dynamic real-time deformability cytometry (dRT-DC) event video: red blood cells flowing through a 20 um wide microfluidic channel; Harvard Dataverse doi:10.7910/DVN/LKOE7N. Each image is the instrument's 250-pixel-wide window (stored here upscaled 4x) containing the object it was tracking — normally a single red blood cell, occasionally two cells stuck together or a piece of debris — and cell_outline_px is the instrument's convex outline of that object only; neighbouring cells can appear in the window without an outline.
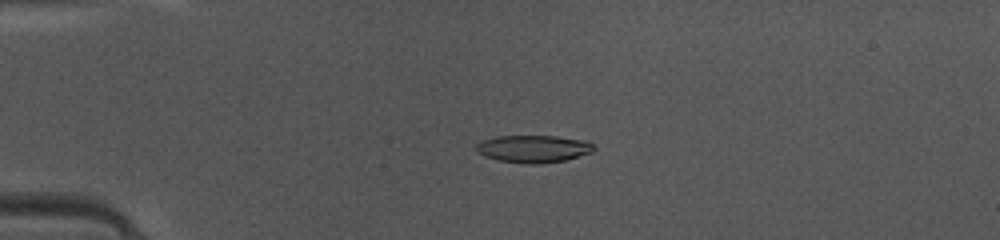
{"species": "common noctule bat (a hibernating species)", "species_latin": "Nyctalus noctula", "temperature_condition": "warm", "stored_images_in_passage": 48, "camera_frame_rate_fps": 3000, "um_per_image_px": 0.085, "animal": {"sex": "female", "body_mass_g": 10.0, "forearm_length_mm": 53.1}, "frame": {"image": 1, "passage_image": 12, "time_ms": 3.667, "image_size_px": [1000, 240], "cell_outline_px": [[596, 148], [592, 152], [564, 160], [540, 164], [528, 164], [496, 160], [484, 156], [476, 152], [476, 144], [484, 140], [496, 136], [556, 136], [588, 140]], "centroid_in_image_um": [45.34, 12.65], "position_along_channel_um": 39.7, "area_um2": 18.9}}
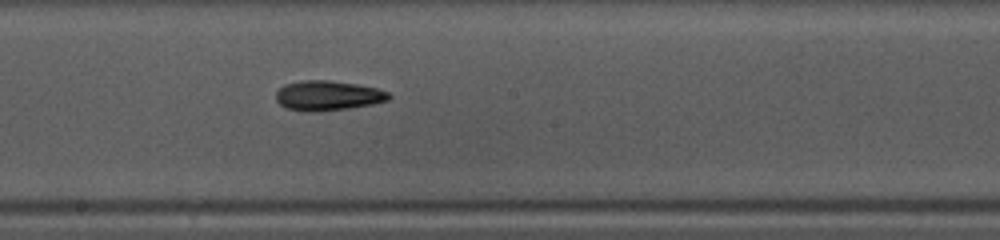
{"frame": {"image": 2, "passage_image": 27, "time_ms": 8.667, "image_size_px": [1000, 240], "cell_outline_px": [[392, 96], [388, 100], [372, 104], [348, 108], [288, 108], [280, 104], [276, 100], [276, 92], [284, 84], [300, 80], [328, 80], [356, 84], [376, 88], [388, 92]], "centroid_in_image_um": [27.9, 8.06], "position_along_channel_um": 220.3, "area_um2": 18.61}}
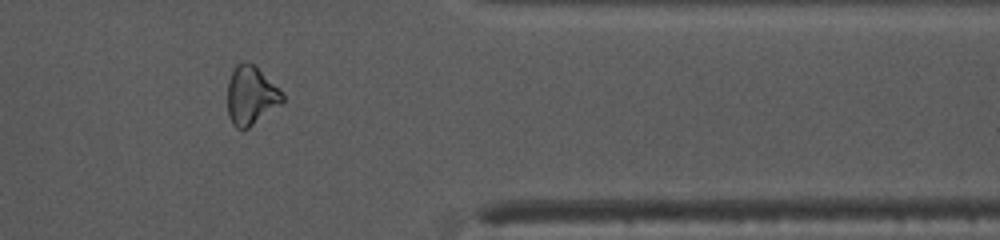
{"frame": {"image": 3, "passage_image": 40, "time_ms": 13.0, "image_size_px": [1000, 240], "cell_outline_px": [[284, 100], [280, 104], [248, 128], [236, 128], [232, 124], [228, 116], [228, 80], [236, 64], [240, 60], [248, 60], [284, 96]], "centroid_in_image_um": [21.27, 8.12], "position_along_channel_um": 390.1, "area_um2": 18.26}, "authors_computed_cell_mechanics": {"area_um2": 18.785, "velocity_mm_per_s": 4.1943, "shape_relaxation_time_tau1_ms": 6.2, "shape_relaxation_time_tau2_ms": 9.8874, "deformation_change_tau1": 0.1771, "deformation_change_tau2": 0.2029}}